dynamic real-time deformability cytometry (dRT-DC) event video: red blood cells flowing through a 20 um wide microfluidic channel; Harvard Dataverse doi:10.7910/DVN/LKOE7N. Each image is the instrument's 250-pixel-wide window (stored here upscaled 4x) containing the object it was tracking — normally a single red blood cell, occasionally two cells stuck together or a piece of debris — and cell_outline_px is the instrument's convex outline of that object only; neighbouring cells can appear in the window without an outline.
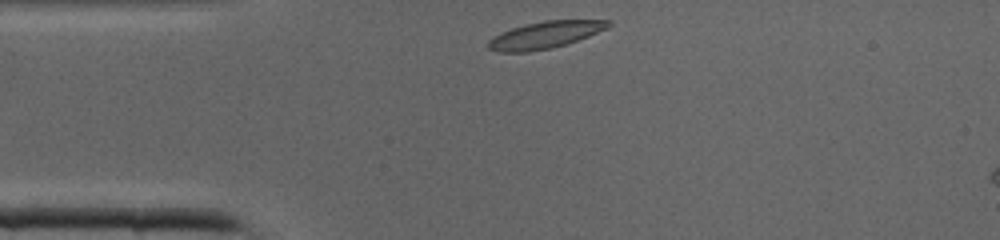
{"species": "common noctule bat (a hibernating species)", "species_latin": "Nyctalus noctula", "temperature_condition": "cold", "stored_images_in_passage": 25, "camera_frame_rate_fps": 3000, "um_per_image_px": 0.085, "animal": {"sex": "male", "body_mass_g": 19.0, "forearm_length_mm": 50.8}, "frame": {"image": 1, "passage_image": 1, "time_ms": 0.0, "image_size_px": [1000, 240], "cell_outline_px": [[612, 24], [608, 28], [588, 36], [564, 44], [548, 48], [528, 52], [496, 52], [488, 48], [488, 40], [500, 32], [524, 24], [544, 20], [612, 20]], "centroid_in_image_um": [46.3, 2.96], "position_along_channel_um": 38.7, "area_um2": 18.79}}
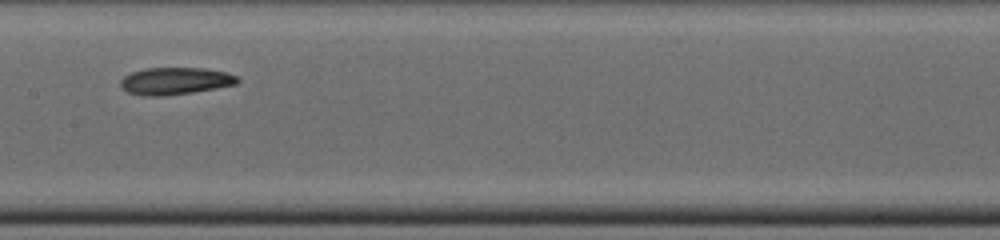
{"frame": {"image": 2, "passage_image": 12, "time_ms": 3.667, "image_size_px": [1000, 240], "cell_outline_px": [[240, 80], [236, 84], [216, 88], [192, 92], [160, 96], [144, 96], [128, 92], [120, 88], [120, 80], [124, 76], [132, 72], [144, 68], [204, 68], [228, 72], [236, 76]], "centroid_in_image_um": [14.87, 6.88], "position_along_channel_um": 192.5, "area_um2": 18.55}}
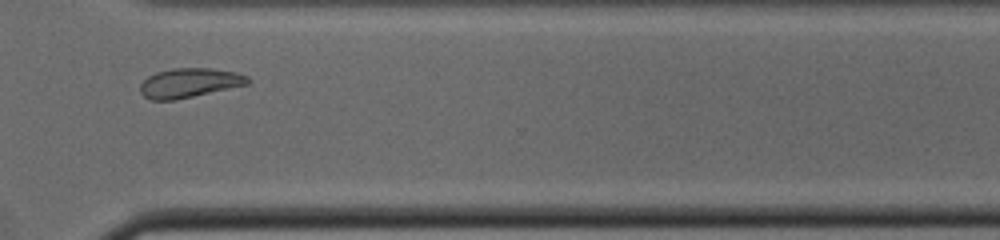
{"frame": {"image": 3, "passage_image": 22, "time_ms": 7.0, "image_size_px": [1000, 240], "cell_outline_px": [[252, 80], [248, 84], [176, 100], [152, 100], [144, 96], [140, 92], [140, 84], [148, 76], [156, 72], [172, 68], [212, 68], [236, 72], [248, 76]], "centroid_in_image_um": [16.11, 7.04], "position_along_channel_um": 354.5, "area_um2": 18.5}}